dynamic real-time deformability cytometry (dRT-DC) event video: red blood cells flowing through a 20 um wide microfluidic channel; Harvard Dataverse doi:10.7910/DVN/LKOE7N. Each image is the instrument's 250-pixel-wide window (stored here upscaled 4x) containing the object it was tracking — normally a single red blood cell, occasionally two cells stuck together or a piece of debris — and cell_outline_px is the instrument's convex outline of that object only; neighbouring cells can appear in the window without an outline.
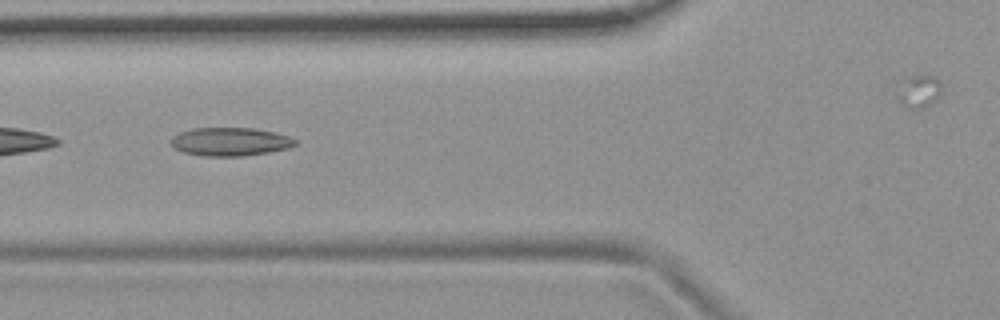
{"species": "common noctule bat (a hibernating species)", "species_latin": "Nyctalus noctula", "temperature_condition": "room temperature", "stored_images_in_passage": 7, "camera_frame_rate_fps": 3000, "um_per_image_px": 0.085, "animal": {"sex": "female", "body_mass_g": 19.9}, "frame": {"image": 1, "passage_image": 7, "time_ms": 2.0, "image_size_px": [1000, 320], "cell_outline_px": [[296, 144], [288, 148], [268, 152], [240, 156], [204, 156], [184, 152], [176, 148], [172, 144], [172, 136], [180, 132], [192, 128], [252, 128], [276, 132], [288, 136], [296, 140]], "centroid_in_image_um": [19.57, 12.03], "position_along_channel_um": 106.2, "area_um2": 20.35}}